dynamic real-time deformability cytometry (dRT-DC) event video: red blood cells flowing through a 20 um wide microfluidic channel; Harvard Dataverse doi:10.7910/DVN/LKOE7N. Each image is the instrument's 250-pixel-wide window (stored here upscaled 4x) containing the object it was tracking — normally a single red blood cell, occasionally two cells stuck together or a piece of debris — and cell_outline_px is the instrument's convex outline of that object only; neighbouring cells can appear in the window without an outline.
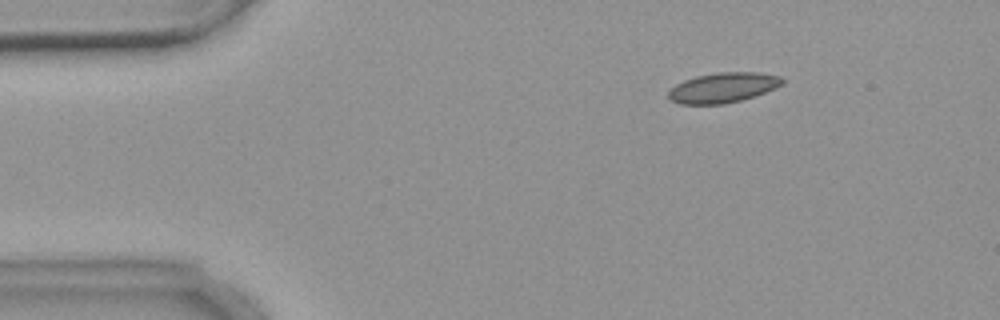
{"species": "common noctule bat (a hibernating species)", "species_latin": "Nyctalus noctula", "temperature_condition": "warm", "stored_images_in_passage": 4, "camera_frame_rate_fps": 3000, "um_per_image_px": 0.085, "animal": {"sex": "female", "body_mass_g": 18.4}, "frame": {"image": 1, "passage_image": 2, "time_ms": 1.0, "image_size_px": [1000, 320], "cell_outline_px": [[784, 84], [776, 88], [756, 96], [724, 104], [680, 104], [668, 100], [668, 92], [676, 84], [684, 80], [696, 76], [716, 72], [760, 72], [780, 76], [784, 80]], "centroid_in_image_um": [61.47, 7.45], "position_along_channel_um": 23.5, "area_um2": 20.17}}